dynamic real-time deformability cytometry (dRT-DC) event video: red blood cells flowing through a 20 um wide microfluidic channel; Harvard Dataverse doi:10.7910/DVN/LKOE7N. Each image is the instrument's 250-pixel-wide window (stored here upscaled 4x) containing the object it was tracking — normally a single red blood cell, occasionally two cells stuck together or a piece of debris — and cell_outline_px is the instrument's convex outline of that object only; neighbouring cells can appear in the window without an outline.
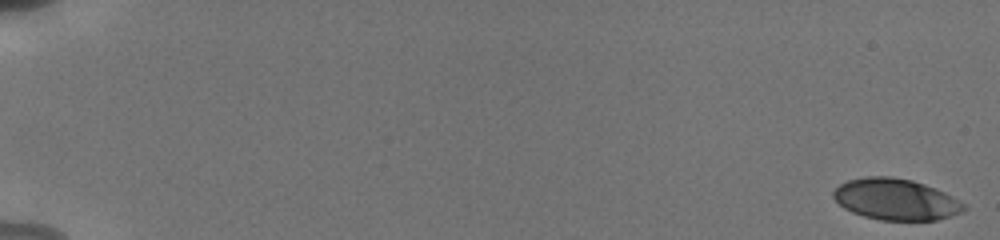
{"species": "human", "species_latin": "Homo sapiens", "temperature_condition": "cold", "stored_images_in_passage": 23, "camera_frame_rate_fps": 3000, "um_per_image_px": 0.085, "donor": {"sex": "male"}, "frame": {"image": 1, "passage_image": 1, "time_ms": 0.0, "image_size_px": [1000, 240], "cell_outline_px": [[968, 208], [964, 212], [936, 220], [880, 220], [864, 216], [852, 212], [844, 208], [832, 196], [832, 192], [840, 184], [848, 180], [868, 176], [892, 176], [912, 180], [936, 188], [944, 192], [964, 204]], "centroid_in_image_um": [76.15, 16.94], "position_along_channel_um": 8.9, "area_um2": 31.39}}
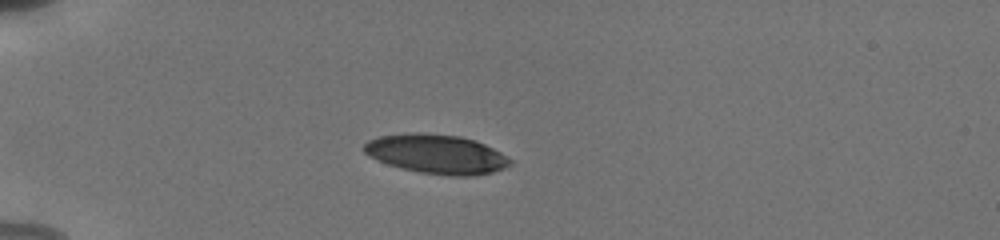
{"frame": {"image": 2, "passage_image": 15, "time_ms": 5.333, "image_size_px": [1000, 240], "cell_outline_px": [[512, 164], [504, 168], [492, 172], [472, 176], [452, 176], [420, 172], [388, 164], [364, 152], [364, 144], [368, 140], [380, 136], [408, 132], [416, 132], [460, 136], [476, 140], [500, 152], [512, 160]], "centroid_in_image_um": [37.14, 13.08], "position_along_channel_um": 47.9, "area_um2": 33.18}}
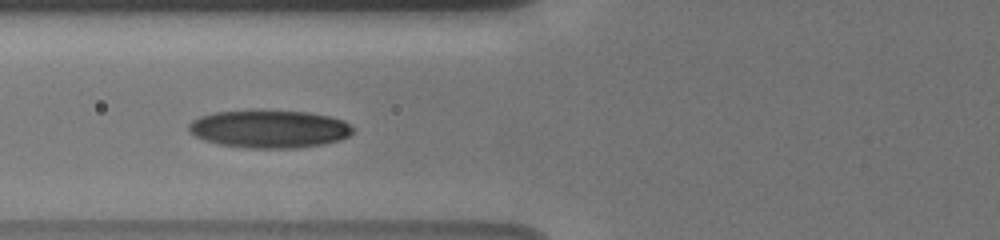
{"frame": {"image": 3, "passage_image": 20, "time_ms": 7.667, "image_size_px": [1000, 240], "cell_outline_px": [[356, 128], [348, 136], [340, 140], [324, 144], [296, 148], [244, 148], [220, 144], [204, 140], [196, 136], [188, 128], [188, 124], [192, 120], [200, 116], [212, 112], [252, 108], [256, 108], [308, 112], [332, 116], [344, 120]], "centroid_in_image_um": [22.9, 10.92], "position_along_channel_um": 102.9, "area_um2": 37.28}}